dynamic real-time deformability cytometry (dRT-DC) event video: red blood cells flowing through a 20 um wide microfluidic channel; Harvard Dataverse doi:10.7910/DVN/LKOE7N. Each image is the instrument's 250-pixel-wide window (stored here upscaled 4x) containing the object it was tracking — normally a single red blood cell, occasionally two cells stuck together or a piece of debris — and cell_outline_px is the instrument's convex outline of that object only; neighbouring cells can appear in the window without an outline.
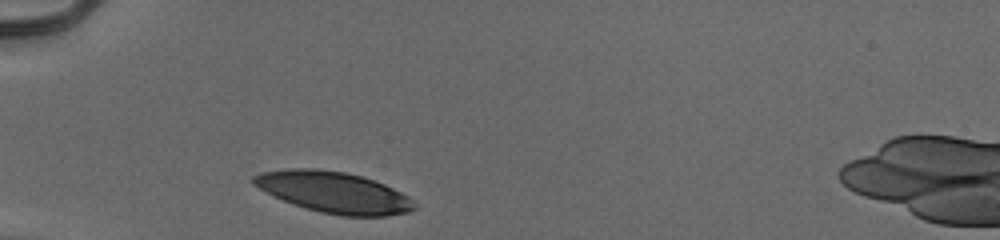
{"species": "human", "species_latin": "Homo sapiens", "temperature_condition": "cold", "stored_images_in_passage": 28, "camera_frame_rate_fps": 3000, "um_per_image_px": 0.085, "donor": {"sex": "male"}, "frame": {"image": 1, "passage_image": 1, "time_ms": 0.0, "image_size_px": [1000, 240], "cell_outline_px": [[416, 208], [408, 212], [388, 216], [340, 216], [320, 212], [304, 208], [292, 204], [252, 184], [252, 176], [260, 172], [288, 168], [316, 168], [344, 172], [360, 176], [384, 184], [408, 196], [412, 200]], "centroid_in_image_um": [28.36, 16.34], "position_along_channel_um": 56.6, "area_um2": 38.38}}
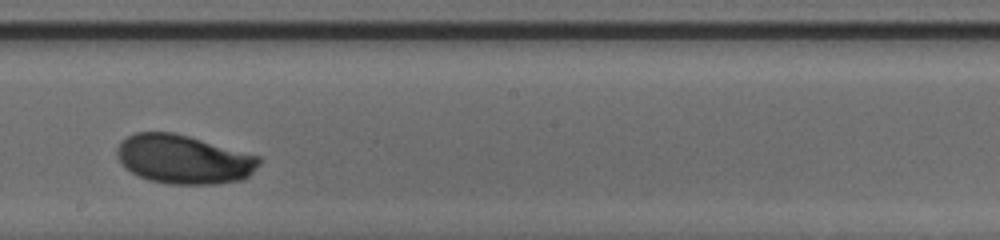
{"frame": {"image": 2, "passage_image": 16, "time_ms": 5.0, "image_size_px": [1000, 240], "cell_outline_px": [[260, 164], [248, 176], [240, 180], [216, 184], [168, 184], [148, 180], [124, 168], [116, 156], [116, 148], [120, 140], [136, 132], [172, 132], [188, 136], [260, 156]], "centroid_in_image_um": [15.57, 13.54], "position_along_channel_um": 232.6, "area_um2": 40.58}}
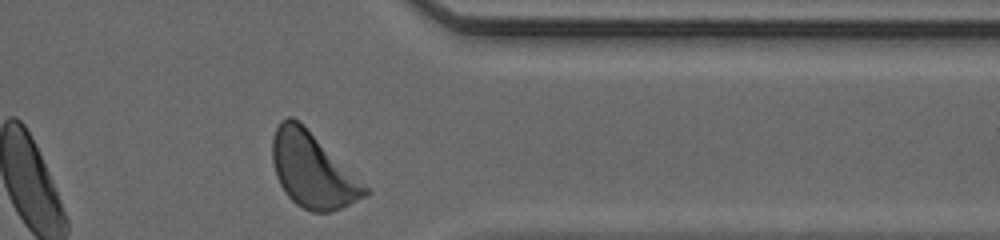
{"frame": {"image": 3, "passage_image": 28, "time_ms": 9.0, "image_size_px": [1000, 240], "cell_outline_px": [[372, 192], [340, 208], [328, 212], [312, 212], [296, 204], [288, 196], [280, 184], [276, 176], [272, 160], [272, 136], [280, 120], [288, 116], [292, 116], [300, 120]], "centroid_in_image_um": [26.52, 14.42], "position_along_channel_um": 384.9, "area_um2": 40.06}, "authors_computed_cell_mechanics": {"area_um2": 39.8531, "velocity_mm_per_s": 3.8929, "shape_relaxation_time_tau1_ms": 2.8542, "shape_relaxation_time_tau2_ms": null, "deformation_change_tau1": 0.1446, "deformation_change_tau2": null}}